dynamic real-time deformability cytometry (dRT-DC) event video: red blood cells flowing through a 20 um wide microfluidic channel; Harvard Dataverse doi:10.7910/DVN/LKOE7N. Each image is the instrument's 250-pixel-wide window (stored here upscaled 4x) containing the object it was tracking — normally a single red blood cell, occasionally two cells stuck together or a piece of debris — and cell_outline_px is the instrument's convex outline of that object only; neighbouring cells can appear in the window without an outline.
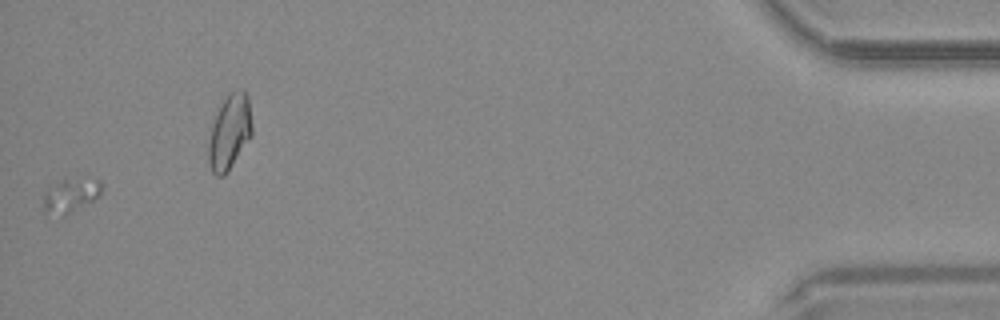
{"species": "common noctule bat (a hibernating species)", "species_latin": "Nyctalus noctula", "temperature_condition": "warm", "stored_images_in_passage": 40, "camera_frame_rate_fps": 3000, "um_per_image_px": 0.085, "animal": {"sex": "male", "body_mass_g": 20.4}, "frame": {"image": 1, "passage_image": 39, "time_ms": 12.667, "image_size_px": [1000, 320], "cell_outline_px": [[104, 184], [100, 192], [92, 200], [64, 216], [44, 212], [44, 192], [48, 188], [64, 176], [100, 180]], "centroid_in_image_um": [5.98, 16.54], "position_along_channel_um": 429.2, "area_um2": 11.68}}